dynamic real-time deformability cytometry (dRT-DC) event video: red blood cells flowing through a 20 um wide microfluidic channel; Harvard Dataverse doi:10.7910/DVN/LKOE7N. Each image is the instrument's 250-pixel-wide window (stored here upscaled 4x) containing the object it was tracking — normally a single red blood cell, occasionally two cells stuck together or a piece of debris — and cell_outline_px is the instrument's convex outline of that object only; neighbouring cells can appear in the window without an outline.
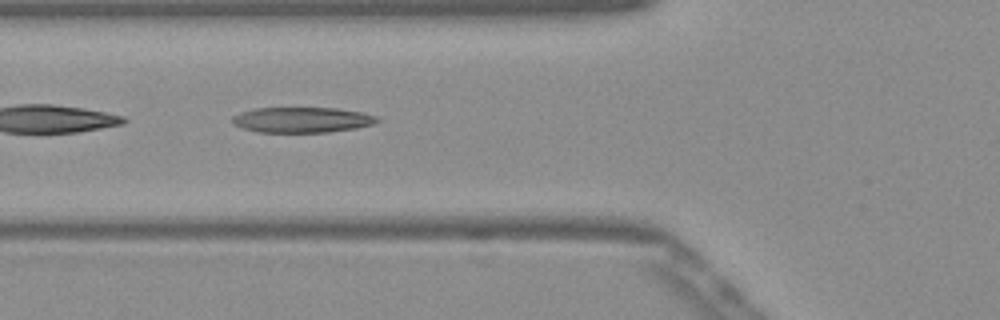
{"species": "Egyptian fruit bat (a non-hibernating species)", "species_latin": "Rousettus aegyptiacus", "temperature_condition": "warm", "stored_images_in_passage": 33, "camera_frame_rate_fps": 3000, "um_per_image_px": 0.085, "frame": {"image": 1, "passage_image": 4, "time_ms": 1.0, "image_size_px": [1000, 320], "cell_outline_px": [[380, 120], [372, 124], [356, 128], [328, 132], [256, 132], [232, 124], [232, 116], [240, 112], [256, 108], [336, 108], [364, 112], [376, 116]], "centroid_in_image_um": [25.66, 10.18], "position_along_channel_um": 100.1, "area_um2": 21.5}}
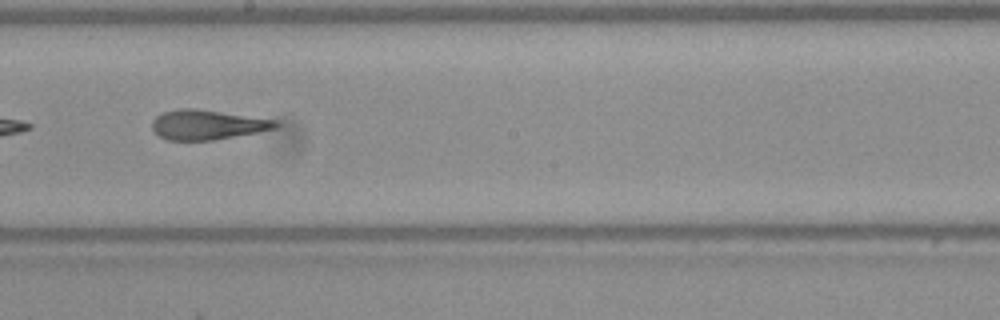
{"frame": {"image": 2, "passage_image": 14, "time_ms": 4.333, "image_size_px": [1000, 320], "cell_outline_px": [[280, 124], [276, 128], [256, 132], [212, 140], [168, 140], [160, 136], [152, 128], [152, 120], [160, 112], [180, 108], [196, 108], [276, 120]], "centroid_in_image_um": [17.58, 10.59], "position_along_channel_um": 230.6, "area_um2": 21.27}}
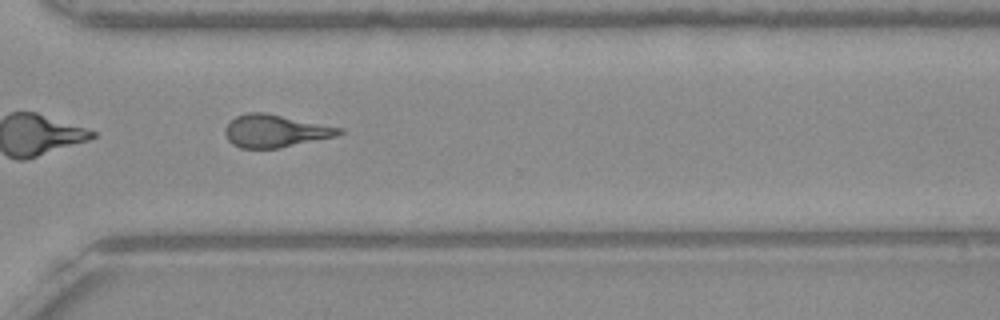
{"frame": {"image": 3, "passage_image": 23, "time_ms": 7.333, "image_size_px": [1000, 320], "cell_outline_px": [[344, 132], [336, 136], [280, 148], [240, 148], [232, 144], [228, 140], [224, 132], [224, 128], [236, 116], [248, 112], [264, 112], [344, 128]], "centroid_in_image_um": [23.4, 11.13], "position_along_channel_um": 347.2, "area_um2": 21.68}, "authors_computed_cell_mechanics": {"area_um2": 21.6172, "velocity_mm_per_s": 3.8916, "shape_relaxation_time_tau1_ms": null, "shape_relaxation_time_tau2_ms": 2.013, "deformation_change_tau1": null, "deformation_change_tau2": 0.1315}}